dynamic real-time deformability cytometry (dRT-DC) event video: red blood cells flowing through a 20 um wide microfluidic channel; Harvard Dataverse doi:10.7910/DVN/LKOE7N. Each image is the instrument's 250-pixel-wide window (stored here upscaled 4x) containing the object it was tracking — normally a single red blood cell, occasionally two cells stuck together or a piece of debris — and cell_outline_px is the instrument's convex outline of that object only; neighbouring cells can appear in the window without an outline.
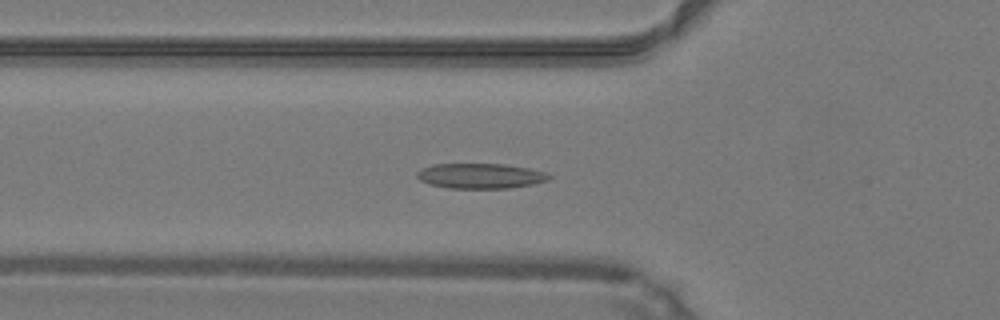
{"species": "common noctule bat (a hibernating species)", "species_latin": "Nyctalus noctula", "temperature_condition": "warm", "stored_images_in_passage": 46, "camera_frame_rate_fps": 3000, "um_per_image_px": 0.085, "animal": {"sex": "male", "body_mass_g": 19.2, "forearm_length_mm": 51.8}, "frame": {"image": 1, "passage_image": 18, "time_ms": 5.667, "image_size_px": [1000, 320], "cell_outline_px": [[552, 176], [548, 180], [532, 184], [508, 188], [448, 188], [428, 184], [420, 180], [416, 176], [416, 172], [420, 168], [432, 164], [504, 164], [528, 168], [544, 172]], "centroid_in_image_um": [40.78, 14.95], "position_along_channel_um": 85.0, "area_um2": 19.36}}
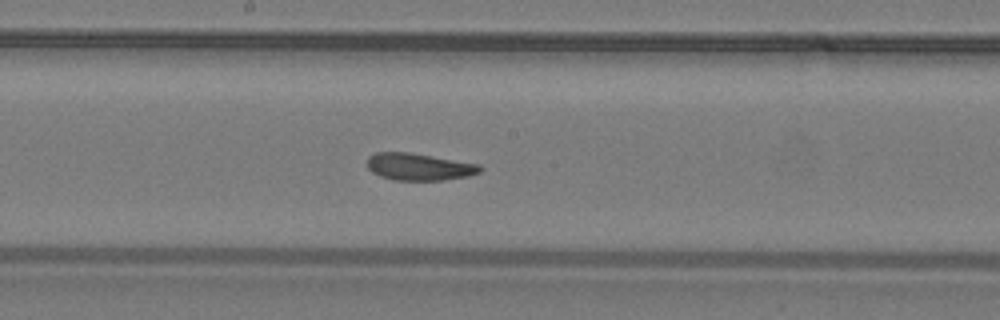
{"frame": {"image": 2, "passage_image": 27, "time_ms": 8.667, "image_size_px": [1000, 320], "cell_outline_px": [[484, 168], [480, 172], [468, 176], [444, 180], [392, 180], [380, 176], [372, 172], [368, 168], [368, 156], [376, 152], [408, 152], [480, 164]], "centroid_in_image_um": [35.63, 14.18], "position_along_channel_um": 212.6, "area_um2": 17.86}}
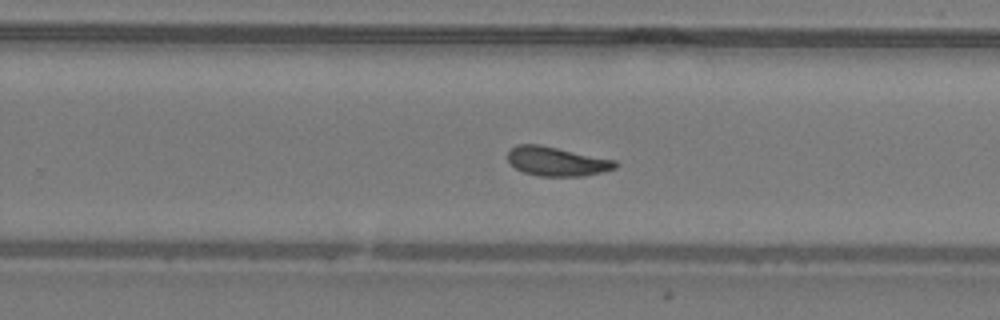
{"frame": {"image": 3, "passage_image": 32, "time_ms": 10.333, "image_size_px": [1000, 320], "cell_outline_px": [[620, 164], [616, 168], [584, 176], [540, 176], [524, 172], [516, 168], [508, 160], [508, 152], [516, 144], [540, 144], [616, 160]], "centroid_in_image_um": [47.35, 13.71], "position_along_channel_um": 282.5, "area_um2": 18.26}}